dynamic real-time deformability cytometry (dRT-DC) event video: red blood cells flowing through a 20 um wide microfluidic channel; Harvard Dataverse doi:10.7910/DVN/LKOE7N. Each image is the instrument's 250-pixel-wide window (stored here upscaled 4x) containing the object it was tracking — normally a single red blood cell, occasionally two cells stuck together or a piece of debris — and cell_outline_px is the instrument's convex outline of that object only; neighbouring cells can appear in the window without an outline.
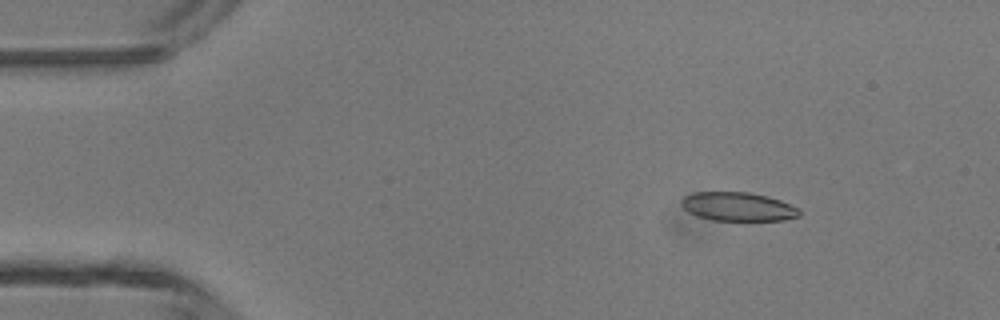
{"species": "common noctule bat (a hibernating species)", "species_latin": "Nyctalus noctula", "temperature_condition": "room temperature", "stored_images_in_passage": 48, "camera_frame_rate_fps": 3000, "um_per_image_px": 0.085, "animal": {"sex": "male", "body_mass_g": 13.3}, "frame": {"image": 1, "passage_image": 7, "time_ms": 2.0, "image_size_px": [1000, 320], "cell_outline_px": [[800, 216], [784, 220], [712, 220], [696, 216], [688, 212], [680, 204], [680, 200], [684, 196], [692, 192], [748, 192], [768, 196], [780, 200], [800, 208]], "centroid_in_image_um": [62.71, 17.56], "position_along_channel_um": 22.3, "area_um2": 19.94}}
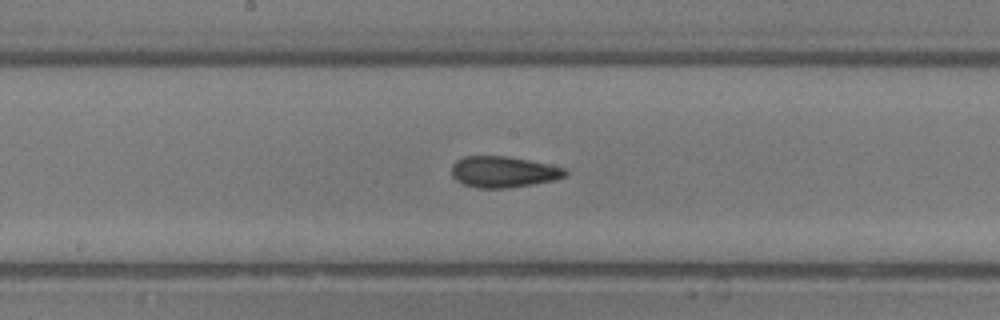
{"frame": {"image": 2, "passage_image": 25, "time_ms": 8.0, "image_size_px": [1000, 320], "cell_outline_px": [[568, 172], [564, 176], [552, 180], [532, 184], [508, 188], [476, 188], [464, 184], [456, 180], [452, 176], [452, 164], [456, 160], [464, 156], [508, 156], [528, 160], [564, 168]], "centroid_in_image_um": [42.73, 14.61], "position_along_channel_um": 205.5, "area_um2": 20.46}}
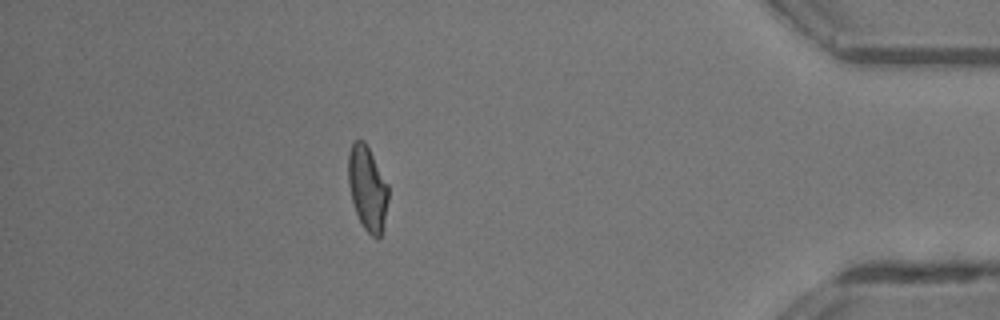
{"frame": {"image": 3, "passage_image": 42, "time_ms": 13.667, "image_size_px": [1000, 320], "cell_outline_px": [[388, 200], [384, 232], [376, 240], [364, 228], [356, 212], [352, 200], [348, 184], [348, 152], [352, 144], [356, 140], [364, 140], [388, 184]], "centroid_in_image_um": [31.25, 16.04], "position_along_channel_um": 404.0, "area_um2": 19.83}, "authors_computed_cell_mechanics": {"area_um2": 20.4612, "velocity_mm_per_s": 4.3648, "shape_relaxation_time_tau1_ms": null, "shape_relaxation_time_tau2_ms": 1.8304, "deformation_change_tau1": null, "deformation_change_tau2": 0.0933}}